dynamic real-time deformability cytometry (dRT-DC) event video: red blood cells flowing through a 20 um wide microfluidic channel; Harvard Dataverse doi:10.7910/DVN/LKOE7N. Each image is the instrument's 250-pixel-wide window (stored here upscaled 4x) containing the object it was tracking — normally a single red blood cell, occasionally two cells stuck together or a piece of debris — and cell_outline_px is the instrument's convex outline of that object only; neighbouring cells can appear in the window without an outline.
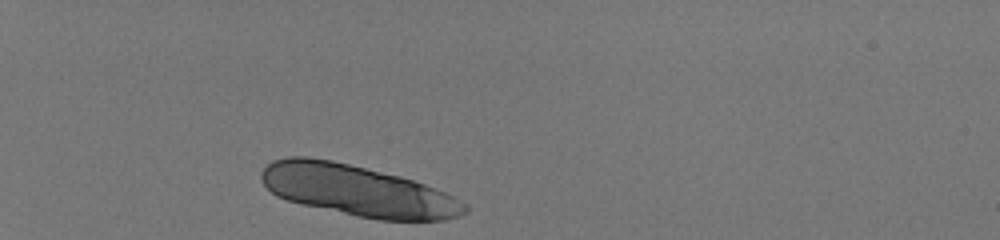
{"species": "human", "species_latin": "Homo sapiens", "temperature_condition": "room temperature", "stored_images_in_passage": 33, "camera_frame_rate_fps": 3000, "um_per_image_px": 0.085, "donor": {"sex": "male"}, "frame": {"image": 1, "passage_image": 1, "time_ms": 0.0, "image_size_px": [1000, 240], "cell_outline_px": [[468, 212], [460, 216], [444, 220], [380, 220], [356, 216], [304, 204], [288, 200], [276, 196], [260, 180], [260, 172], [272, 160], [288, 156], [308, 156], [332, 160], [400, 176], [436, 188], [452, 196], [464, 204], [468, 208]], "centroid_in_image_um": [30.37, 16.19], "position_along_channel_um": 54.6, "area_um2": 60.29}}
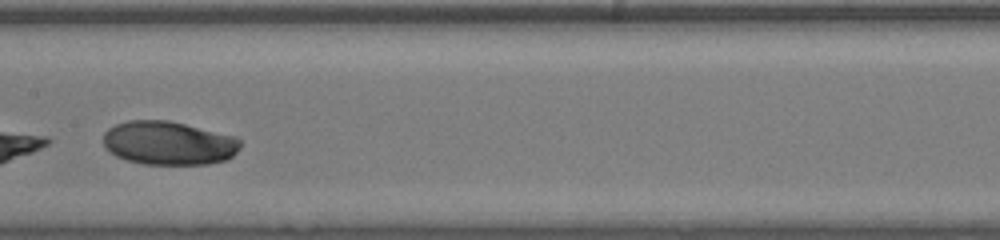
{"frame": {"image": 2, "passage_image": 16, "time_ms": 5.0, "image_size_px": [1000, 240], "cell_outline_px": [[240, 148], [228, 160], [208, 164], [144, 164], [128, 160], [116, 156], [104, 148], [104, 132], [108, 128], [116, 124], [128, 120], [168, 120], [236, 136], [240, 140]], "centroid_in_image_um": [14.34, 12.16], "position_along_channel_um": 193.1, "area_um2": 35.03}}
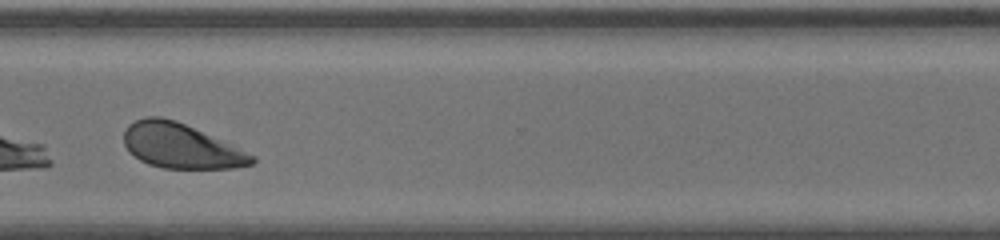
{"frame": {"image": 3, "passage_image": 28, "time_ms": 9.0, "image_size_px": [1000, 240], "cell_outline_px": [[256, 160], [252, 164], [232, 168], [164, 168], [148, 164], [140, 160], [128, 152], [124, 144], [124, 132], [128, 124], [144, 116], [160, 116], [176, 120], [256, 156]], "centroid_in_image_um": [15.32, 12.4], "position_along_channel_um": 355.3, "area_um2": 33.18}, "authors_computed_cell_mechanics": {"area_um2": 35.0268, "velocity_mm_per_s": 4.0368, "shape_relaxation_time_tau1_ms": 0.6542, "shape_relaxation_time_tau2_ms": null, "deformation_change_tau1": 0.2723, "deformation_change_tau2": null}}